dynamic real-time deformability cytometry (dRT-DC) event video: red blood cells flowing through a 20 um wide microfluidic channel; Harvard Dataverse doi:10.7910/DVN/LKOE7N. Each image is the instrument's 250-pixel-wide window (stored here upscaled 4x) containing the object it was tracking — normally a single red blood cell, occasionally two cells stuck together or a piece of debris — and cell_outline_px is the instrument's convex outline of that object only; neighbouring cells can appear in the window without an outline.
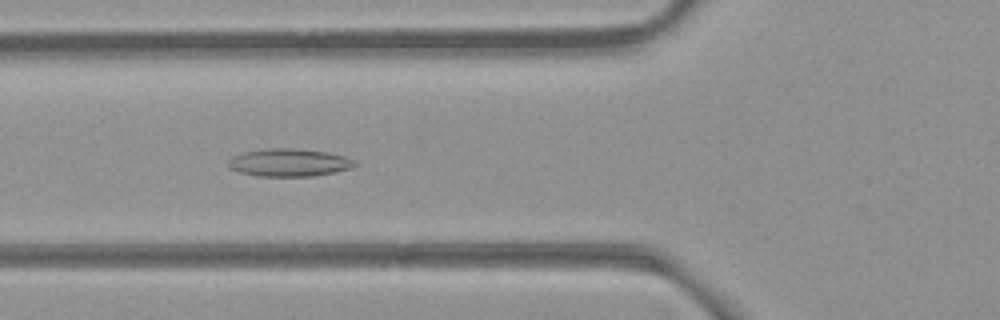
{"species": "common noctule bat (a hibernating species)", "species_latin": "Nyctalus noctula", "temperature_condition": "room temperature", "stored_images_in_passage": 54, "camera_frame_rate_fps": 3000, "um_per_image_px": 0.085, "animal": {"sex": "female", "body_mass_g": 21.9}, "frame": {"image": 1, "passage_image": 20, "time_ms": 6.333, "image_size_px": [1000, 320], "cell_outline_px": [[360, 164], [352, 168], [336, 172], [312, 176], [256, 176], [240, 172], [228, 168], [228, 160], [232, 156], [240, 152], [268, 148], [292, 148], [328, 152], [344, 156], [356, 160]], "centroid_in_image_um": [24.58, 13.81], "position_along_channel_um": 101.2, "area_um2": 20.81}}
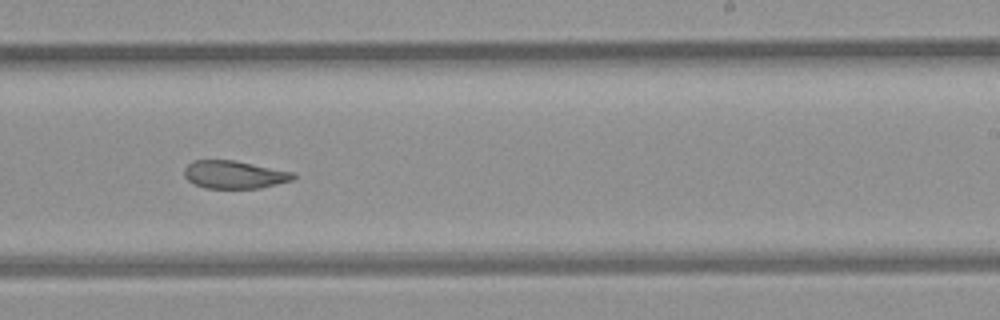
{"frame": {"image": 2, "passage_image": 33, "time_ms": 10.667, "image_size_px": [1000, 320], "cell_outline_px": [[296, 176], [292, 180], [260, 188], [204, 188], [188, 180], [184, 176], [184, 168], [192, 160], [232, 160], [296, 172]], "centroid_in_image_um": [19.92, 14.84], "position_along_channel_um": 269.1, "area_um2": 17.69}}
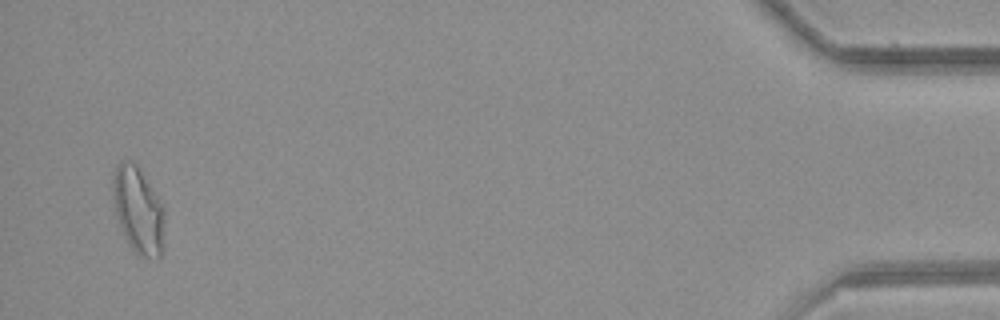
{"frame": {"image": 3, "passage_image": 52, "time_ms": 17.0, "image_size_px": [1000, 320], "cell_outline_px": [[164, 220], [160, 260], [140, 256], [128, 244], [124, 236], [116, 212], [112, 188], [112, 180], [116, 164], [120, 160], [132, 160], [140, 168], [164, 204]], "centroid_in_image_um": [11.76, 17.82], "position_along_channel_um": 423.4, "area_um2": 26.3}, "authors_computed_cell_mechanics": {"area_um2": 21.097, "velocity_mm_per_s": 3.8657, "shape_relaxation_time_tau1_ms": null, "shape_relaxation_time_tau2_ms": 3.9969, "deformation_change_tau1": null, "deformation_change_tau2": 0.1078}}